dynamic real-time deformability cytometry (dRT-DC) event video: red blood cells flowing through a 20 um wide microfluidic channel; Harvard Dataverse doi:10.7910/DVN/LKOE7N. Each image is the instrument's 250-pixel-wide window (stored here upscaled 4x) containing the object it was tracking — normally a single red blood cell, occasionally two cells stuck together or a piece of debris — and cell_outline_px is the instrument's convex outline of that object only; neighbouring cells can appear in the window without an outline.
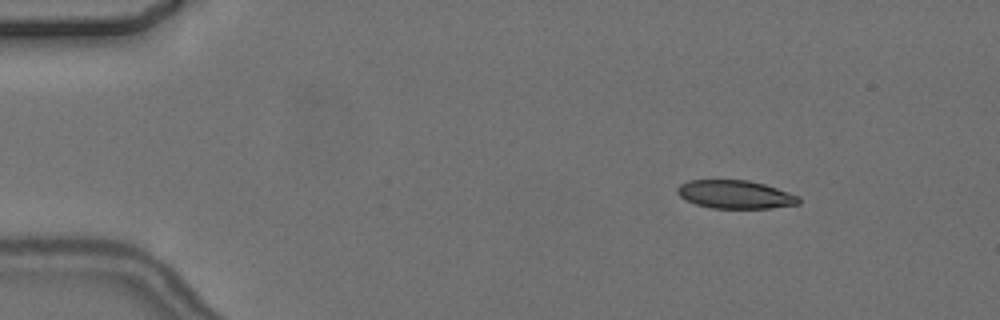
{"species": "common noctule bat (a hibernating species)", "species_latin": "Nyctalus noctula", "temperature_condition": "cold", "stored_images_in_passage": 8, "camera_frame_rate_fps": 3000, "um_per_image_px": 0.085, "animal": {"sex": "female", "body_mass_g": 24.6, "forearm_length_mm": 56.2}, "frame": {"image": 1, "passage_image": 3, "time_ms": 2.333, "image_size_px": [1000, 320], "cell_outline_px": [[800, 204], [772, 208], [712, 208], [696, 204], [684, 200], [676, 192], [676, 188], [680, 184], [688, 180], [748, 180], [764, 184], [800, 196]], "centroid_in_image_um": [62.48, 16.53], "position_along_channel_um": 22.5, "area_um2": 20.11}}
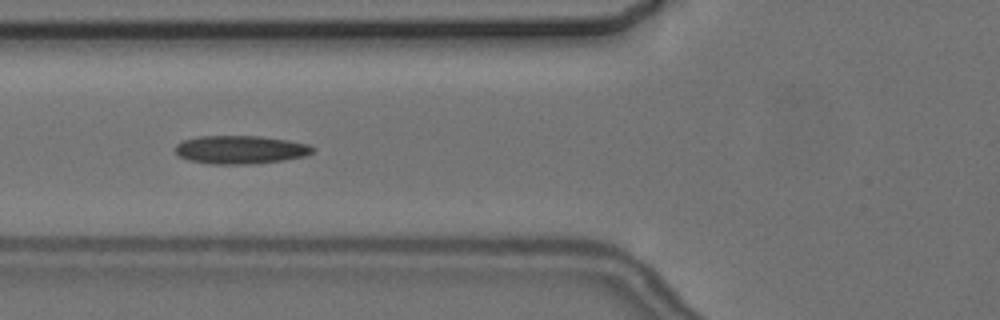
{"frame": {"image": 2, "passage_image": 7, "time_ms": 7.0, "image_size_px": [1000, 320], "cell_outline_px": [[316, 148], [312, 152], [304, 156], [284, 160], [256, 164], [212, 164], [188, 160], [180, 156], [176, 152], [176, 144], [184, 140], [200, 136], [260, 136], [288, 140], [308, 144]], "centroid_in_image_um": [20.46, 12.72], "position_along_channel_um": 105.3, "area_um2": 22.66}}
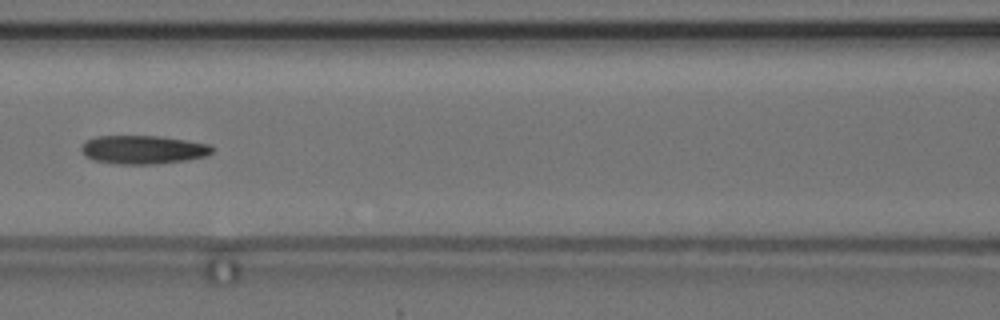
{"frame": {"image": 3, "passage_image": 8, "time_ms": 8.333, "image_size_px": [1000, 320], "cell_outline_px": [[212, 152], [208, 156], [188, 160], [156, 164], [116, 164], [92, 160], [84, 156], [80, 148], [84, 140], [96, 136], [160, 136], [208, 144], [212, 148]], "centroid_in_image_um": [12.11, 12.73], "position_along_channel_um": 154.5, "area_um2": 21.96}}